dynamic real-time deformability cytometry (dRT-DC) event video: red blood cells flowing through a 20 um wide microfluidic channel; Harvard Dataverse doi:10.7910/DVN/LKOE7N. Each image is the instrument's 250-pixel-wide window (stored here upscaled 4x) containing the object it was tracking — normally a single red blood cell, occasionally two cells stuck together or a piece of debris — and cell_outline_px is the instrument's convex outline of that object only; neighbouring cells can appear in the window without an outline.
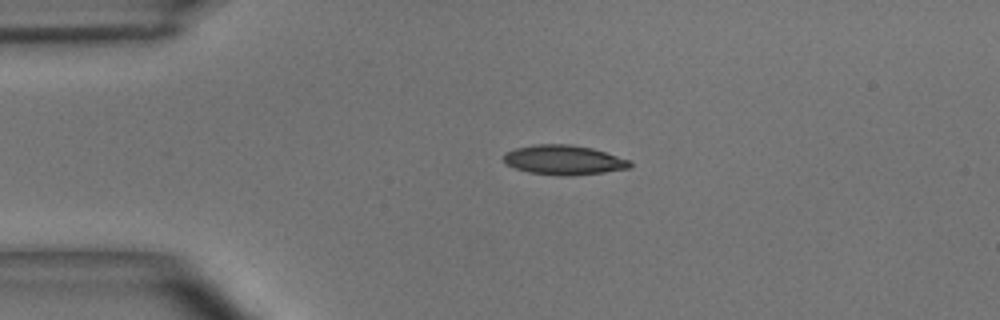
{"species": "common noctule bat (a hibernating species)", "species_latin": "Nyctalus noctula", "temperature_condition": "room temperature", "stored_images_in_passage": 43, "camera_frame_rate_fps": 3000, "um_per_image_px": 0.085, "animal": {"sex": "male", "body_mass_g": 15.6}, "frame": {"image": 1, "passage_image": 1, "time_ms": 0.0, "image_size_px": [1000, 320], "cell_outline_px": [[632, 168], [604, 172], [568, 176], [560, 176], [528, 172], [516, 168], [508, 164], [504, 160], [504, 152], [516, 148], [536, 144], [568, 144], [592, 148], [628, 160], [632, 164]], "centroid_in_image_um": [47.92, 13.6], "position_along_channel_um": 37.1, "area_um2": 21.62}}
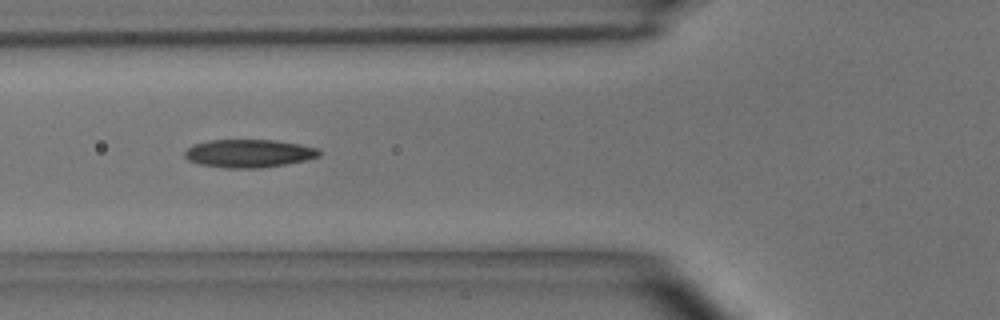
{"frame": {"image": 2, "passage_image": 9, "time_ms": 2.667, "image_size_px": [1000, 320], "cell_outline_px": [[320, 156], [304, 160], [284, 164], [260, 168], [228, 168], [200, 164], [188, 160], [184, 156], [184, 152], [192, 144], [208, 140], [276, 140], [300, 144], [320, 148]], "centroid_in_image_um": [21.14, 13.03], "position_along_channel_um": 104.7, "area_um2": 22.02}}
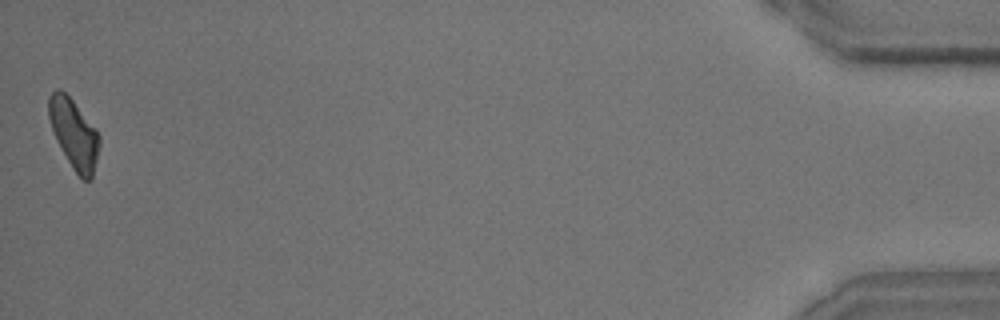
{"frame": {"image": 3, "passage_image": 43, "time_ms": 14.0, "image_size_px": [1000, 320], "cell_outline_px": [[100, 144], [92, 176], [88, 180], [84, 180], [72, 168], [56, 140], [48, 116], [48, 96], [56, 88], [60, 88], [72, 100], [96, 128], [100, 136]], "centroid_in_image_um": [6.27, 11.34], "position_along_channel_um": 428.9, "area_um2": 20.29}, "authors_computed_cell_mechanics": {"area_um2": 21.2704, "velocity_mm_per_s": 3.6729, "shape_relaxation_time_tau1_ms": 7.0103, "shape_relaxation_time_tau2_ms": 2.5719, "deformation_change_tau1": 0.204, "deformation_change_tau2": 0.1042}}